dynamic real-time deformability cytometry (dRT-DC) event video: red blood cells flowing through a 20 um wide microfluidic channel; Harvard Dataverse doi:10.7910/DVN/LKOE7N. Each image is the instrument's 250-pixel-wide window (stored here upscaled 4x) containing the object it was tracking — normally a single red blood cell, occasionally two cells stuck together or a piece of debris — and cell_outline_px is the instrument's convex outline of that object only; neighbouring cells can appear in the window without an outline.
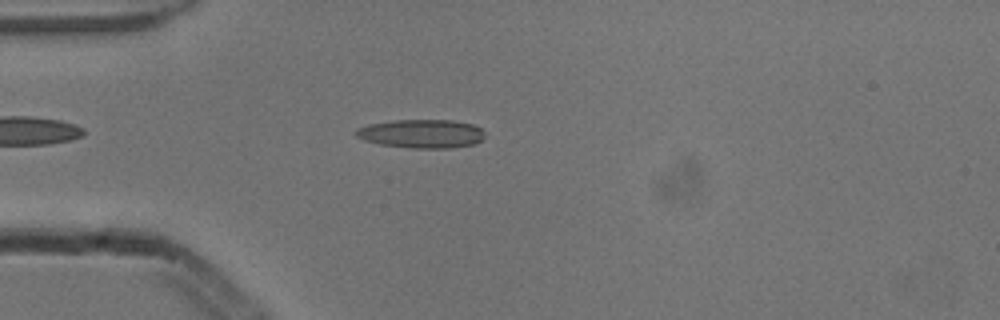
{"species": "common noctule bat (a hibernating species)", "species_latin": "Nyctalus noctula", "temperature_condition": "cold", "stored_images_in_passage": 5, "camera_frame_rate_fps": 3000, "um_per_image_px": 0.085, "animal": {"sex": "male", "body_mass_g": 13.3}, "frame": {"image": 1, "passage_image": 5, "time_ms": 1.333, "image_size_px": [1000, 320], "cell_outline_px": [[484, 136], [480, 140], [472, 144], [452, 148], [412, 148], [380, 144], [364, 140], [356, 136], [352, 132], [356, 128], [368, 124], [396, 120], [452, 120], [472, 124], [480, 128], [484, 132]], "centroid_in_image_um": [35.78, 11.36], "position_along_channel_um": 49.2, "area_um2": 21.5}}